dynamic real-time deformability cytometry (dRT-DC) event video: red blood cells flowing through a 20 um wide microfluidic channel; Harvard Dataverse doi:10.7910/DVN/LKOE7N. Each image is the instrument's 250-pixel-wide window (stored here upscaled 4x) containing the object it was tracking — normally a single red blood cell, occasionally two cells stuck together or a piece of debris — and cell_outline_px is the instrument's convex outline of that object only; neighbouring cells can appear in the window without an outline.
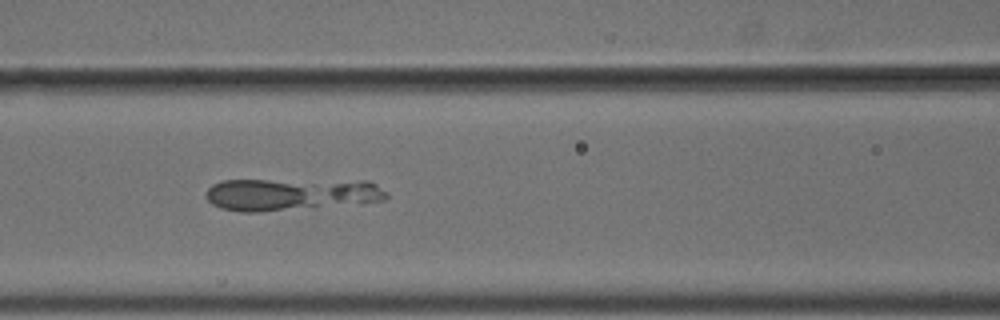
{"species": "common noctule bat (a hibernating species)", "species_latin": "Nyctalus noctula", "temperature_condition": "cold", "stored_images_in_passage": 15, "camera_frame_rate_fps": 3000, "um_per_image_px": 0.085, "animal": {"sex": "male", "body_mass_g": 18.8}, "frame": {"image": 1, "passage_image": 7, "time_ms": 2.0, "image_size_px": [1000, 320], "cell_outline_px": [[388, 196], [384, 200], [260, 212], [240, 212], [220, 208], [212, 204], [204, 196], [208, 188], [212, 184], [224, 180], [368, 180], [376, 184], [388, 192]], "centroid_in_image_um": [24.69, 16.5], "position_along_channel_um": 141.9, "area_um2": 33.93}}
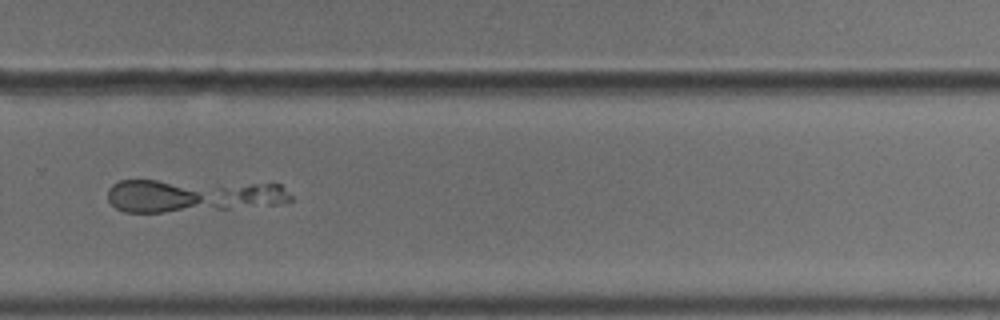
{"frame": {"image": 2, "passage_image": 11, "time_ms": 3.333, "image_size_px": [1000, 320], "cell_outline_px": [[292, 200], [276, 204], [228, 208], [164, 212], [124, 212], [116, 208], [108, 200], [108, 188], [112, 184], [120, 180], [156, 180], [280, 184], [292, 196]], "centroid_in_image_um": [16.3, 16.61], "position_along_channel_um": 313.5, "area_um2": 34.85}}